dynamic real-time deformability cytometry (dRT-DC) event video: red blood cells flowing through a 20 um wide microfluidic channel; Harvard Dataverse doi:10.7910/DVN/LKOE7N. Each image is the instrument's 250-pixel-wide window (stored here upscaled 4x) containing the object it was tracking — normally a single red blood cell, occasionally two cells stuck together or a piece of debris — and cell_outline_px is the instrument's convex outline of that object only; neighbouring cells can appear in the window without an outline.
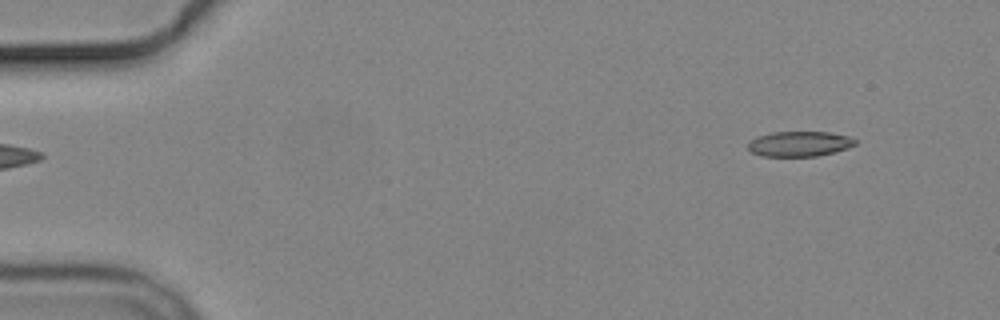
{"species": "common noctule bat (a hibernating species)", "species_latin": "Nyctalus noctula", "temperature_condition": "cold", "stored_images_in_passage": 5, "segment_of_instrument_passage": [2, 2], "camera_frame_rate_fps": 3000, "um_per_image_px": 0.085, "animal": {"sex": "male", "body_mass_g": 19.2, "forearm_length_mm": 51.8}, "frame": {"image": 1, "passage_image": 5, "time_ms": 4.667, "image_size_px": [1000, 320], "cell_outline_px": [[856, 144], [848, 148], [836, 152], [816, 156], [760, 156], [752, 152], [748, 148], [748, 144], [756, 136], [772, 132], [828, 132], [848, 136], [856, 140]], "centroid_in_image_um": [67.96, 12.23], "position_along_channel_um": 17.0, "area_um2": 15.72}}